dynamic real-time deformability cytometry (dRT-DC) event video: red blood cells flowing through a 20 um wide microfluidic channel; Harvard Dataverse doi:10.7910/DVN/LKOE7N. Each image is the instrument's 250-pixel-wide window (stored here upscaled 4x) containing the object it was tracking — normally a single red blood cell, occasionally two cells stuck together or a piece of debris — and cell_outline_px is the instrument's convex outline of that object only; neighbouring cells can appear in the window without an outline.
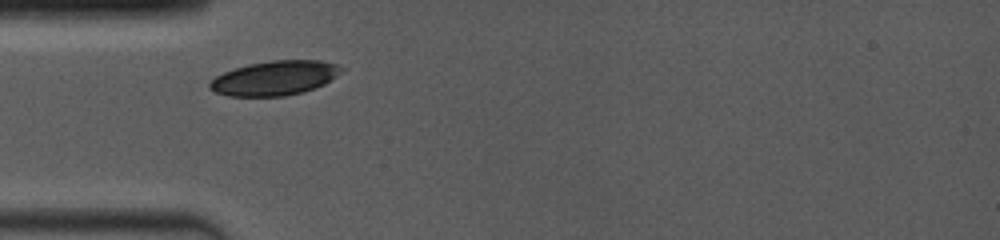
{"species": "common noctule bat (a hibernating species)", "species_latin": "Nyctalus noctula", "temperature_condition": "room temperature", "stored_images_in_passage": 3, "camera_frame_rate_fps": 4000, "um_per_image_px": 0.085, "animal": {"sex": "female", "body_mass_g": 19.0, "forearm_length_mm": 53.3}, "frame": {"image": 1, "passage_image": 1, "time_ms": 0.0, "image_size_px": [1000, 240], "cell_outline_px": [[344, 68], [336, 76], [324, 84], [304, 92], [284, 96], [228, 96], [216, 92], [208, 88], [208, 84], [216, 76], [224, 72], [248, 64], [272, 60], [320, 60], [336, 64]], "centroid_in_image_um": [23.35, 6.63], "position_along_channel_um": 61.7, "area_um2": 26.36}}
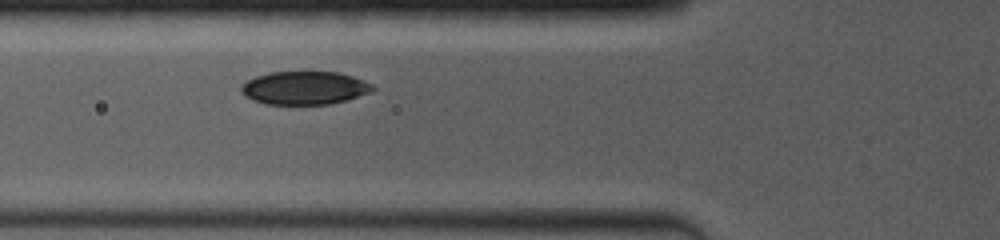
{"frame": {"image": 2, "passage_image": 3, "time_ms": 1.0, "image_size_px": [1000, 240], "cell_outline_px": [[376, 88], [372, 92], [348, 100], [328, 104], [264, 104], [252, 100], [244, 96], [240, 92], [240, 88], [248, 80], [256, 76], [268, 72], [336, 72], [352, 76], [364, 80], [372, 84]], "centroid_in_image_um": [25.89, 7.48], "position_along_channel_um": 99.9, "area_um2": 25.61}}